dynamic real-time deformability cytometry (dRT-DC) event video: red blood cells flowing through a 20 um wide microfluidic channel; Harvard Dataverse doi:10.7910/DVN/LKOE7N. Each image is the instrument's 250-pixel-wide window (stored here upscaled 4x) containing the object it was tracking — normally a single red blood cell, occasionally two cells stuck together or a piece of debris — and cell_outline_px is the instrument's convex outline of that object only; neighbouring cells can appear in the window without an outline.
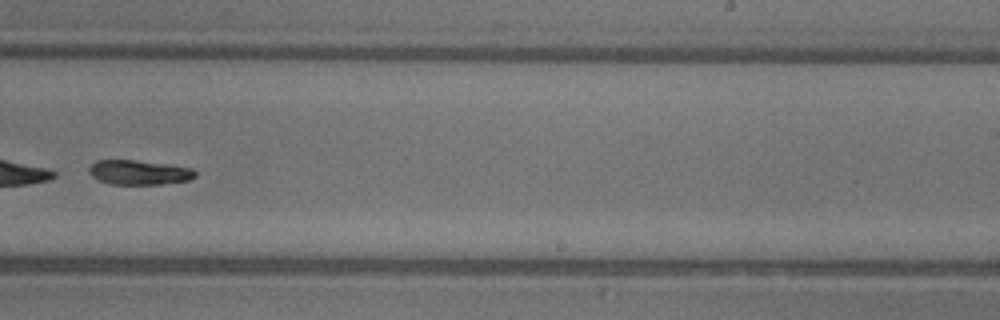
{"species": "common noctule bat (a hibernating species)", "species_latin": "Nyctalus noctula", "temperature_condition": "warm", "stored_images_in_passage": 35, "camera_frame_rate_fps": 3000, "um_per_image_px": 0.085, "animal": {"sex": "female"}, "frame": {"image": 1, "passage_image": 25, "time_ms": 8.0, "image_size_px": [1000, 320], "cell_outline_px": [[196, 176], [188, 180], [164, 184], [112, 184], [100, 180], [92, 176], [88, 172], [88, 168], [96, 160], [132, 160], [168, 164], [192, 168], [196, 172]], "centroid_in_image_um": [11.82, 14.65], "position_along_channel_um": 277.2, "area_um2": 15.14}, "authors_computed_cell_mechanics": {"area_um2": 16.473, "velocity_mm_per_s": 4.3768, "shape_relaxation_time_tau1_ms": 1.8359, "shape_relaxation_time_tau2_ms": null, "deformation_change_tau1": 0.249, "deformation_change_tau2": null}}